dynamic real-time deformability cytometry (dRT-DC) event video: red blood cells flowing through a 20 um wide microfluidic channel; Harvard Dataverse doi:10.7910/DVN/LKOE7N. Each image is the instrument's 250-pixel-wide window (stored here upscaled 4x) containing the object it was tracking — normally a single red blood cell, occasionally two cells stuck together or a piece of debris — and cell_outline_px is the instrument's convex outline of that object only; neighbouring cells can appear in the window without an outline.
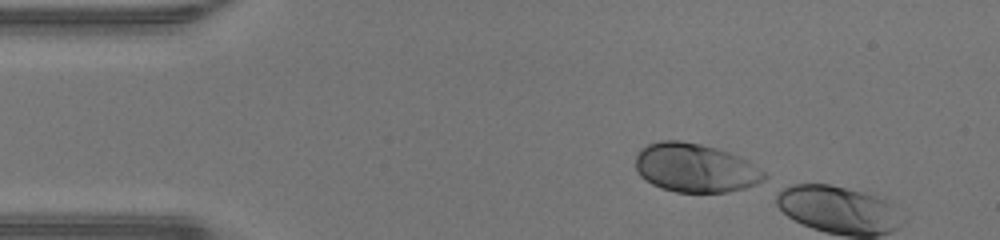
{"species": "human", "species_latin": "Homo sapiens", "temperature_condition": "warm", "stored_images_in_passage": 4, "camera_frame_rate_fps": 3000, "um_per_image_px": 0.085, "donor": {"sex": "male"}, "frame": {"image": 1, "passage_image": 1, "time_ms": 0.0, "image_size_px": [1000, 240], "cell_outline_px": [[768, 176], [764, 180], [756, 184], [744, 188], [728, 192], [676, 192], [660, 188], [652, 184], [640, 176], [636, 168], [636, 156], [648, 144], [660, 140], [680, 140], [700, 144], [716, 148], [740, 156], [748, 160], [764, 172]], "centroid_in_image_um": [59.11, 14.27], "position_along_channel_um": 25.9, "area_um2": 36.53}}